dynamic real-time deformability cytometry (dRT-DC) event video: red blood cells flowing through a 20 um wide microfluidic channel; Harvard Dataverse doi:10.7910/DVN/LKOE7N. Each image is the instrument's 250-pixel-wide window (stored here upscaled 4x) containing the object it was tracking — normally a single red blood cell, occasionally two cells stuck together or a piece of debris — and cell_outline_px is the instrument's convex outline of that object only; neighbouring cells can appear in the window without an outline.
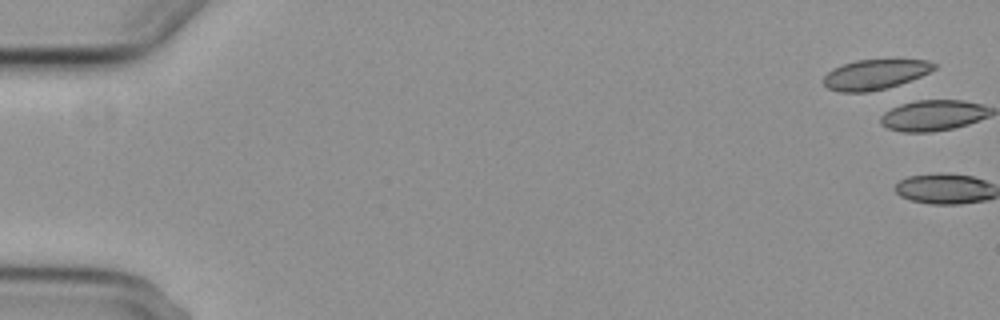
{"species": "common noctule bat (a hibernating species)", "species_latin": "Nyctalus noctula", "temperature_condition": "cold", "stored_images_in_passage": 6, "camera_frame_rate_fps": 3000, "um_per_image_px": 0.085, "animal": {"sex": "female", "body_mass_g": 29.2, "forearm_length_mm": 56.3}, "frame": {"image": 1, "passage_image": 1, "time_ms": 0.0, "image_size_px": [1000, 320], "cell_outline_px": [[936, 68], [920, 76], [900, 84], [868, 92], [840, 92], [828, 88], [824, 84], [824, 76], [832, 68], [840, 64], [856, 60], [928, 60], [936, 64]], "centroid_in_image_um": [74.34, 6.32], "position_along_channel_um": 10.7, "area_um2": 19.19}}